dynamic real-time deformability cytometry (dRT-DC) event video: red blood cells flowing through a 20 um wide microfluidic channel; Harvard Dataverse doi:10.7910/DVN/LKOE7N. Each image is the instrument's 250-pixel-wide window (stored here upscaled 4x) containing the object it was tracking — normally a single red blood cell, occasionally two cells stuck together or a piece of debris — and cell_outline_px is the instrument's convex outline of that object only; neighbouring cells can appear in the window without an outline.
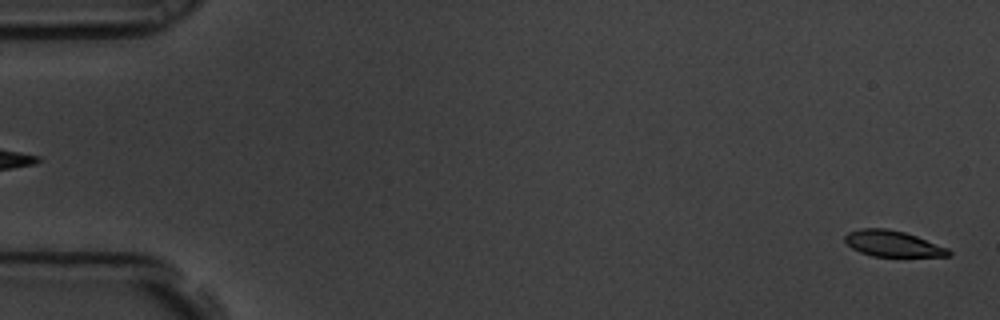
{"species": "common noctule bat (a hibernating species)", "species_latin": "Nyctalus noctula", "temperature_condition": "room temperature", "stored_images_in_passage": 5, "segment_of_instrument_passage": [2, 2], "camera_frame_rate_fps": 3000, "um_per_image_px": 0.085, "animal": {"sex": "male", "body_mass_g": 19.5, "forearm_length_mm": 54.6}, "frame": {"image": 1, "passage_image": 5, "time_ms": 1.333, "image_size_px": [1000, 320], "cell_outline_px": [[952, 256], [872, 256], [860, 252], [852, 248], [844, 240], [844, 236], [848, 232], [860, 228], [888, 228], [904, 232], [916, 236], [948, 248], [952, 252]], "centroid_in_image_um": [75.87, 20.7], "position_along_channel_um": 9.1, "area_um2": 15.66}}